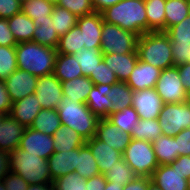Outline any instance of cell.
Listing matches in <instances>:
<instances>
[{"label":"cell","mask_w":190,"mask_h":190,"mask_svg":"<svg viewBox=\"0 0 190 190\" xmlns=\"http://www.w3.org/2000/svg\"><path fill=\"white\" fill-rule=\"evenodd\" d=\"M33 22L36 27L33 42L56 49L59 43V36L53 26L51 16H47V20Z\"/></svg>","instance_id":"cell-30"},{"label":"cell","mask_w":190,"mask_h":190,"mask_svg":"<svg viewBox=\"0 0 190 190\" xmlns=\"http://www.w3.org/2000/svg\"><path fill=\"white\" fill-rule=\"evenodd\" d=\"M190 17V0H166L165 31Z\"/></svg>","instance_id":"cell-31"},{"label":"cell","mask_w":190,"mask_h":190,"mask_svg":"<svg viewBox=\"0 0 190 190\" xmlns=\"http://www.w3.org/2000/svg\"><path fill=\"white\" fill-rule=\"evenodd\" d=\"M103 175L107 181L116 184L118 183L123 186H125L136 177L131 167L124 161L123 157Z\"/></svg>","instance_id":"cell-41"},{"label":"cell","mask_w":190,"mask_h":190,"mask_svg":"<svg viewBox=\"0 0 190 190\" xmlns=\"http://www.w3.org/2000/svg\"><path fill=\"white\" fill-rule=\"evenodd\" d=\"M5 115H6V114H4V113H2V112L0 111V121H2V119L4 118Z\"/></svg>","instance_id":"cell-64"},{"label":"cell","mask_w":190,"mask_h":190,"mask_svg":"<svg viewBox=\"0 0 190 190\" xmlns=\"http://www.w3.org/2000/svg\"><path fill=\"white\" fill-rule=\"evenodd\" d=\"M53 74L61 82L83 76L78 60L73 55L61 53H57Z\"/></svg>","instance_id":"cell-26"},{"label":"cell","mask_w":190,"mask_h":190,"mask_svg":"<svg viewBox=\"0 0 190 190\" xmlns=\"http://www.w3.org/2000/svg\"><path fill=\"white\" fill-rule=\"evenodd\" d=\"M107 180L104 178V175L98 174L93 176L86 181L87 190H104L106 187Z\"/></svg>","instance_id":"cell-55"},{"label":"cell","mask_w":190,"mask_h":190,"mask_svg":"<svg viewBox=\"0 0 190 190\" xmlns=\"http://www.w3.org/2000/svg\"><path fill=\"white\" fill-rule=\"evenodd\" d=\"M111 92V85L98 84L88 94L86 105L99 119H105L113 113V105L106 96Z\"/></svg>","instance_id":"cell-22"},{"label":"cell","mask_w":190,"mask_h":190,"mask_svg":"<svg viewBox=\"0 0 190 190\" xmlns=\"http://www.w3.org/2000/svg\"><path fill=\"white\" fill-rule=\"evenodd\" d=\"M26 127L9 114L0 121V150L13 152L20 146Z\"/></svg>","instance_id":"cell-18"},{"label":"cell","mask_w":190,"mask_h":190,"mask_svg":"<svg viewBox=\"0 0 190 190\" xmlns=\"http://www.w3.org/2000/svg\"><path fill=\"white\" fill-rule=\"evenodd\" d=\"M57 112L62 125L75 130L85 141L95 136L100 119L90 111L86 104L63 95Z\"/></svg>","instance_id":"cell-3"},{"label":"cell","mask_w":190,"mask_h":190,"mask_svg":"<svg viewBox=\"0 0 190 190\" xmlns=\"http://www.w3.org/2000/svg\"><path fill=\"white\" fill-rule=\"evenodd\" d=\"M152 145L159 165L171 164L178 157L176 137L162 134L152 142Z\"/></svg>","instance_id":"cell-28"},{"label":"cell","mask_w":190,"mask_h":190,"mask_svg":"<svg viewBox=\"0 0 190 190\" xmlns=\"http://www.w3.org/2000/svg\"><path fill=\"white\" fill-rule=\"evenodd\" d=\"M171 50L174 66L190 62V43L171 42Z\"/></svg>","instance_id":"cell-47"},{"label":"cell","mask_w":190,"mask_h":190,"mask_svg":"<svg viewBox=\"0 0 190 190\" xmlns=\"http://www.w3.org/2000/svg\"><path fill=\"white\" fill-rule=\"evenodd\" d=\"M155 90L164 103H185L190 99L181 82L177 66L161 71Z\"/></svg>","instance_id":"cell-9"},{"label":"cell","mask_w":190,"mask_h":190,"mask_svg":"<svg viewBox=\"0 0 190 190\" xmlns=\"http://www.w3.org/2000/svg\"><path fill=\"white\" fill-rule=\"evenodd\" d=\"M27 190H56L54 183L48 184H29Z\"/></svg>","instance_id":"cell-59"},{"label":"cell","mask_w":190,"mask_h":190,"mask_svg":"<svg viewBox=\"0 0 190 190\" xmlns=\"http://www.w3.org/2000/svg\"><path fill=\"white\" fill-rule=\"evenodd\" d=\"M21 12L18 0H0V18L8 19Z\"/></svg>","instance_id":"cell-48"},{"label":"cell","mask_w":190,"mask_h":190,"mask_svg":"<svg viewBox=\"0 0 190 190\" xmlns=\"http://www.w3.org/2000/svg\"><path fill=\"white\" fill-rule=\"evenodd\" d=\"M63 95L74 101L86 104L87 97L92 87L93 82L87 76H80L68 81L61 82Z\"/></svg>","instance_id":"cell-24"},{"label":"cell","mask_w":190,"mask_h":190,"mask_svg":"<svg viewBox=\"0 0 190 190\" xmlns=\"http://www.w3.org/2000/svg\"><path fill=\"white\" fill-rule=\"evenodd\" d=\"M57 5L69 10L77 17L95 12L91 0H59Z\"/></svg>","instance_id":"cell-45"},{"label":"cell","mask_w":190,"mask_h":190,"mask_svg":"<svg viewBox=\"0 0 190 190\" xmlns=\"http://www.w3.org/2000/svg\"><path fill=\"white\" fill-rule=\"evenodd\" d=\"M132 139L153 142L160 135L162 130L158 119H139L130 133Z\"/></svg>","instance_id":"cell-33"},{"label":"cell","mask_w":190,"mask_h":190,"mask_svg":"<svg viewBox=\"0 0 190 190\" xmlns=\"http://www.w3.org/2000/svg\"><path fill=\"white\" fill-rule=\"evenodd\" d=\"M161 71L160 68L154 67L138 59L126 84L130 86L133 91L155 88Z\"/></svg>","instance_id":"cell-16"},{"label":"cell","mask_w":190,"mask_h":190,"mask_svg":"<svg viewBox=\"0 0 190 190\" xmlns=\"http://www.w3.org/2000/svg\"><path fill=\"white\" fill-rule=\"evenodd\" d=\"M165 33L171 42L190 43V17L185 18L179 24L169 27Z\"/></svg>","instance_id":"cell-46"},{"label":"cell","mask_w":190,"mask_h":190,"mask_svg":"<svg viewBox=\"0 0 190 190\" xmlns=\"http://www.w3.org/2000/svg\"><path fill=\"white\" fill-rule=\"evenodd\" d=\"M75 172L85 179L100 174L97 161L94 159L90 148L86 144L78 148V161Z\"/></svg>","instance_id":"cell-36"},{"label":"cell","mask_w":190,"mask_h":190,"mask_svg":"<svg viewBox=\"0 0 190 190\" xmlns=\"http://www.w3.org/2000/svg\"><path fill=\"white\" fill-rule=\"evenodd\" d=\"M6 190H27L29 183L15 172H9L3 179Z\"/></svg>","instance_id":"cell-49"},{"label":"cell","mask_w":190,"mask_h":190,"mask_svg":"<svg viewBox=\"0 0 190 190\" xmlns=\"http://www.w3.org/2000/svg\"><path fill=\"white\" fill-rule=\"evenodd\" d=\"M158 120L162 134L170 137L190 128V99L185 103H165Z\"/></svg>","instance_id":"cell-8"},{"label":"cell","mask_w":190,"mask_h":190,"mask_svg":"<svg viewBox=\"0 0 190 190\" xmlns=\"http://www.w3.org/2000/svg\"><path fill=\"white\" fill-rule=\"evenodd\" d=\"M17 67L42 77L54 72L57 50L33 41L20 42L15 46Z\"/></svg>","instance_id":"cell-2"},{"label":"cell","mask_w":190,"mask_h":190,"mask_svg":"<svg viewBox=\"0 0 190 190\" xmlns=\"http://www.w3.org/2000/svg\"><path fill=\"white\" fill-rule=\"evenodd\" d=\"M95 137L115 150L120 151L122 154L132 140L130 134L119 130L106 118L98 121Z\"/></svg>","instance_id":"cell-17"},{"label":"cell","mask_w":190,"mask_h":190,"mask_svg":"<svg viewBox=\"0 0 190 190\" xmlns=\"http://www.w3.org/2000/svg\"><path fill=\"white\" fill-rule=\"evenodd\" d=\"M61 125L57 109L42 108L30 127L38 132L53 136Z\"/></svg>","instance_id":"cell-32"},{"label":"cell","mask_w":190,"mask_h":190,"mask_svg":"<svg viewBox=\"0 0 190 190\" xmlns=\"http://www.w3.org/2000/svg\"><path fill=\"white\" fill-rule=\"evenodd\" d=\"M37 82V76L19 68L4 80L12 102L34 94Z\"/></svg>","instance_id":"cell-13"},{"label":"cell","mask_w":190,"mask_h":190,"mask_svg":"<svg viewBox=\"0 0 190 190\" xmlns=\"http://www.w3.org/2000/svg\"><path fill=\"white\" fill-rule=\"evenodd\" d=\"M49 173L52 181L75 172L78 161V148L63 152H54L48 159Z\"/></svg>","instance_id":"cell-21"},{"label":"cell","mask_w":190,"mask_h":190,"mask_svg":"<svg viewBox=\"0 0 190 190\" xmlns=\"http://www.w3.org/2000/svg\"><path fill=\"white\" fill-rule=\"evenodd\" d=\"M176 137L178 157L183 155L190 156V128L183 129Z\"/></svg>","instance_id":"cell-50"},{"label":"cell","mask_w":190,"mask_h":190,"mask_svg":"<svg viewBox=\"0 0 190 190\" xmlns=\"http://www.w3.org/2000/svg\"><path fill=\"white\" fill-rule=\"evenodd\" d=\"M82 47H84L82 34L78 25H75L59 38L56 50L57 53L73 55L79 52Z\"/></svg>","instance_id":"cell-38"},{"label":"cell","mask_w":190,"mask_h":190,"mask_svg":"<svg viewBox=\"0 0 190 190\" xmlns=\"http://www.w3.org/2000/svg\"><path fill=\"white\" fill-rule=\"evenodd\" d=\"M17 44L7 19L0 18V46H16Z\"/></svg>","instance_id":"cell-51"},{"label":"cell","mask_w":190,"mask_h":190,"mask_svg":"<svg viewBox=\"0 0 190 190\" xmlns=\"http://www.w3.org/2000/svg\"><path fill=\"white\" fill-rule=\"evenodd\" d=\"M10 172L9 152L0 150V181Z\"/></svg>","instance_id":"cell-57"},{"label":"cell","mask_w":190,"mask_h":190,"mask_svg":"<svg viewBox=\"0 0 190 190\" xmlns=\"http://www.w3.org/2000/svg\"><path fill=\"white\" fill-rule=\"evenodd\" d=\"M42 106L36 94H31L13 102L9 115L25 127H30Z\"/></svg>","instance_id":"cell-20"},{"label":"cell","mask_w":190,"mask_h":190,"mask_svg":"<svg viewBox=\"0 0 190 190\" xmlns=\"http://www.w3.org/2000/svg\"><path fill=\"white\" fill-rule=\"evenodd\" d=\"M85 144L90 148L100 174H104L122 158V153L110 147L103 141L98 140L95 136L86 141Z\"/></svg>","instance_id":"cell-19"},{"label":"cell","mask_w":190,"mask_h":190,"mask_svg":"<svg viewBox=\"0 0 190 190\" xmlns=\"http://www.w3.org/2000/svg\"><path fill=\"white\" fill-rule=\"evenodd\" d=\"M73 56L76 60H78L83 76L87 77L91 73H94L97 65L103 59L101 48L86 49L85 47H82L80 51L73 54Z\"/></svg>","instance_id":"cell-34"},{"label":"cell","mask_w":190,"mask_h":190,"mask_svg":"<svg viewBox=\"0 0 190 190\" xmlns=\"http://www.w3.org/2000/svg\"><path fill=\"white\" fill-rule=\"evenodd\" d=\"M138 53L128 54H103L106 65L113 70L119 82H127L138 62Z\"/></svg>","instance_id":"cell-23"},{"label":"cell","mask_w":190,"mask_h":190,"mask_svg":"<svg viewBox=\"0 0 190 190\" xmlns=\"http://www.w3.org/2000/svg\"><path fill=\"white\" fill-rule=\"evenodd\" d=\"M13 102L10 99L9 93L7 92L5 83L0 80V111L6 115L9 114Z\"/></svg>","instance_id":"cell-53"},{"label":"cell","mask_w":190,"mask_h":190,"mask_svg":"<svg viewBox=\"0 0 190 190\" xmlns=\"http://www.w3.org/2000/svg\"><path fill=\"white\" fill-rule=\"evenodd\" d=\"M166 0H145L148 32H165Z\"/></svg>","instance_id":"cell-29"},{"label":"cell","mask_w":190,"mask_h":190,"mask_svg":"<svg viewBox=\"0 0 190 190\" xmlns=\"http://www.w3.org/2000/svg\"><path fill=\"white\" fill-rule=\"evenodd\" d=\"M172 168H177V170L190 181V156L183 155L177 157L171 164Z\"/></svg>","instance_id":"cell-52"},{"label":"cell","mask_w":190,"mask_h":190,"mask_svg":"<svg viewBox=\"0 0 190 190\" xmlns=\"http://www.w3.org/2000/svg\"><path fill=\"white\" fill-rule=\"evenodd\" d=\"M54 7L55 5L45 0H26L21 3V12L33 21H44L47 16H51Z\"/></svg>","instance_id":"cell-39"},{"label":"cell","mask_w":190,"mask_h":190,"mask_svg":"<svg viewBox=\"0 0 190 190\" xmlns=\"http://www.w3.org/2000/svg\"><path fill=\"white\" fill-rule=\"evenodd\" d=\"M164 104L155 88L133 91L132 107L139 119H158Z\"/></svg>","instance_id":"cell-10"},{"label":"cell","mask_w":190,"mask_h":190,"mask_svg":"<svg viewBox=\"0 0 190 190\" xmlns=\"http://www.w3.org/2000/svg\"><path fill=\"white\" fill-rule=\"evenodd\" d=\"M17 69L15 46H0V80H6Z\"/></svg>","instance_id":"cell-42"},{"label":"cell","mask_w":190,"mask_h":190,"mask_svg":"<svg viewBox=\"0 0 190 190\" xmlns=\"http://www.w3.org/2000/svg\"><path fill=\"white\" fill-rule=\"evenodd\" d=\"M150 178L161 190H190V181L169 164L159 165Z\"/></svg>","instance_id":"cell-14"},{"label":"cell","mask_w":190,"mask_h":190,"mask_svg":"<svg viewBox=\"0 0 190 190\" xmlns=\"http://www.w3.org/2000/svg\"><path fill=\"white\" fill-rule=\"evenodd\" d=\"M54 152L69 151L72 149L80 148L85 144V140L72 128L61 125L55 134Z\"/></svg>","instance_id":"cell-27"},{"label":"cell","mask_w":190,"mask_h":190,"mask_svg":"<svg viewBox=\"0 0 190 190\" xmlns=\"http://www.w3.org/2000/svg\"><path fill=\"white\" fill-rule=\"evenodd\" d=\"M136 176L151 177L159 166L152 142L132 139L122 154Z\"/></svg>","instance_id":"cell-6"},{"label":"cell","mask_w":190,"mask_h":190,"mask_svg":"<svg viewBox=\"0 0 190 190\" xmlns=\"http://www.w3.org/2000/svg\"><path fill=\"white\" fill-rule=\"evenodd\" d=\"M181 82L184 85L185 90L190 95V62L177 66Z\"/></svg>","instance_id":"cell-56"},{"label":"cell","mask_w":190,"mask_h":190,"mask_svg":"<svg viewBox=\"0 0 190 190\" xmlns=\"http://www.w3.org/2000/svg\"><path fill=\"white\" fill-rule=\"evenodd\" d=\"M148 190H161L159 187H157L153 182H149L148 184Z\"/></svg>","instance_id":"cell-61"},{"label":"cell","mask_w":190,"mask_h":190,"mask_svg":"<svg viewBox=\"0 0 190 190\" xmlns=\"http://www.w3.org/2000/svg\"><path fill=\"white\" fill-rule=\"evenodd\" d=\"M88 77L94 85H113L119 82L118 78L116 77V74L106 65L103 59L97 65V68L95 69L94 73H91Z\"/></svg>","instance_id":"cell-44"},{"label":"cell","mask_w":190,"mask_h":190,"mask_svg":"<svg viewBox=\"0 0 190 190\" xmlns=\"http://www.w3.org/2000/svg\"><path fill=\"white\" fill-rule=\"evenodd\" d=\"M84 177L76 172H70L67 175L53 181L56 190H87Z\"/></svg>","instance_id":"cell-43"},{"label":"cell","mask_w":190,"mask_h":190,"mask_svg":"<svg viewBox=\"0 0 190 190\" xmlns=\"http://www.w3.org/2000/svg\"><path fill=\"white\" fill-rule=\"evenodd\" d=\"M150 177L136 176L132 181L123 186V190H148Z\"/></svg>","instance_id":"cell-54"},{"label":"cell","mask_w":190,"mask_h":190,"mask_svg":"<svg viewBox=\"0 0 190 190\" xmlns=\"http://www.w3.org/2000/svg\"><path fill=\"white\" fill-rule=\"evenodd\" d=\"M103 20L141 36L148 32L145 0H121L101 12Z\"/></svg>","instance_id":"cell-1"},{"label":"cell","mask_w":190,"mask_h":190,"mask_svg":"<svg viewBox=\"0 0 190 190\" xmlns=\"http://www.w3.org/2000/svg\"><path fill=\"white\" fill-rule=\"evenodd\" d=\"M53 145V136L26 127L19 148L47 160L54 153Z\"/></svg>","instance_id":"cell-12"},{"label":"cell","mask_w":190,"mask_h":190,"mask_svg":"<svg viewBox=\"0 0 190 190\" xmlns=\"http://www.w3.org/2000/svg\"><path fill=\"white\" fill-rule=\"evenodd\" d=\"M121 0H91L95 12H102L106 8L113 6L120 2Z\"/></svg>","instance_id":"cell-58"},{"label":"cell","mask_w":190,"mask_h":190,"mask_svg":"<svg viewBox=\"0 0 190 190\" xmlns=\"http://www.w3.org/2000/svg\"><path fill=\"white\" fill-rule=\"evenodd\" d=\"M171 51V40L165 32H147L139 36L137 53L141 61L164 70L174 66Z\"/></svg>","instance_id":"cell-4"},{"label":"cell","mask_w":190,"mask_h":190,"mask_svg":"<svg viewBox=\"0 0 190 190\" xmlns=\"http://www.w3.org/2000/svg\"><path fill=\"white\" fill-rule=\"evenodd\" d=\"M10 31L17 43L33 41L36 29L33 20L23 12L15 14L7 19Z\"/></svg>","instance_id":"cell-25"},{"label":"cell","mask_w":190,"mask_h":190,"mask_svg":"<svg viewBox=\"0 0 190 190\" xmlns=\"http://www.w3.org/2000/svg\"><path fill=\"white\" fill-rule=\"evenodd\" d=\"M10 171L17 173L29 184L52 183L48 161L19 147L9 153Z\"/></svg>","instance_id":"cell-5"},{"label":"cell","mask_w":190,"mask_h":190,"mask_svg":"<svg viewBox=\"0 0 190 190\" xmlns=\"http://www.w3.org/2000/svg\"><path fill=\"white\" fill-rule=\"evenodd\" d=\"M45 1L52 3L53 5H57L59 0H45Z\"/></svg>","instance_id":"cell-63"},{"label":"cell","mask_w":190,"mask_h":190,"mask_svg":"<svg viewBox=\"0 0 190 190\" xmlns=\"http://www.w3.org/2000/svg\"><path fill=\"white\" fill-rule=\"evenodd\" d=\"M35 94L45 109H57L63 96L61 81L54 74L38 77Z\"/></svg>","instance_id":"cell-11"},{"label":"cell","mask_w":190,"mask_h":190,"mask_svg":"<svg viewBox=\"0 0 190 190\" xmlns=\"http://www.w3.org/2000/svg\"><path fill=\"white\" fill-rule=\"evenodd\" d=\"M109 122L115 125L124 133L130 134L132 128L139 121V116L136 110L130 106L123 110L115 111L106 118Z\"/></svg>","instance_id":"cell-37"},{"label":"cell","mask_w":190,"mask_h":190,"mask_svg":"<svg viewBox=\"0 0 190 190\" xmlns=\"http://www.w3.org/2000/svg\"><path fill=\"white\" fill-rule=\"evenodd\" d=\"M138 39L137 34L103 21L101 33V52L103 54L137 53Z\"/></svg>","instance_id":"cell-7"},{"label":"cell","mask_w":190,"mask_h":190,"mask_svg":"<svg viewBox=\"0 0 190 190\" xmlns=\"http://www.w3.org/2000/svg\"><path fill=\"white\" fill-rule=\"evenodd\" d=\"M106 96L113 105V112L132 106L133 90L126 82L111 85V92Z\"/></svg>","instance_id":"cell-35"},{"label":"cell","mask_w":190,"mask_h":190,"mask_svg":"<svg viewBox=\"0 0 190 190\" xmlns=\"http://www.w3.org/2000/svg\"><path fill=\"white\" fill-rule=\"evenodd\" d=\"M104 190H123V185L107 181Z\"/></svg>","instance_id":"cell-60"},{"label":"cell","mask_w":190,"mask_h":190,"mask_svg":"<svg viewBox=\"0 0 190 190\" xmlns=\"http://www.w3.org/2000/svg\"><path fill=\"white\" fill-rule=\"evenodd\" d=\"M0 190H6L5 189V183L3 180L0 181Z\"/></svg>","instance_id":"cell-62"},{"label":"cell","mask_w":190,"mask_h":190,"mask_svg":"<svg viewBox=\"0 0 190 190\" xmlns=\"http://www.w3.org/2000/svg\"><path fill=\"white\" fill-rule=\"evenodd\" d=\"M103 21V16L100 12H93L78 17L77 25L80 28L86 49L101 48Z\"/></svg>","instance_id":"cell-15"},{"label":"cell","mask_w":190,"mask_h":190,"mask_svg":"<svg viewBox=\"0 0 190 190\" xmlns=\"http://www.w3.org/2000/svg\"><path fill=\"white\" fill-rule=\"evenodd\" d=\"M51 18L59 38L77 25L78 21V17L76 15L58 5H55Z\"/></svg>","instance_id":"cell-40"}]
</instances>
